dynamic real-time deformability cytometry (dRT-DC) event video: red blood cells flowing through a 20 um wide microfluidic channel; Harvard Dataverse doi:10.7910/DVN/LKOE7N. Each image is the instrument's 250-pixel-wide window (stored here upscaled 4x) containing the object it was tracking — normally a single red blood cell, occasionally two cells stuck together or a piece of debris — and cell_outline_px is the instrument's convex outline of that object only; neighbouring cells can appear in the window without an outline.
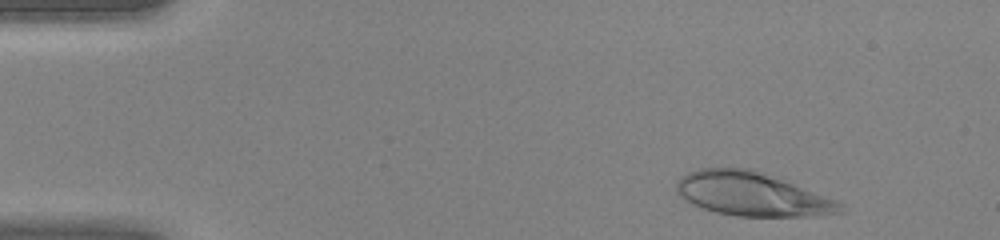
{"species": "human", "species_latin": "Homo sapiens", "temperature_condition": "warm", "stored_images_in_passage": 42, "camera_frame_rate_fps": 3000, "um_per_image_px": 0.085, "donor": {"sex": "female"}, "frame": {"image": 1, "passage_image": 3, "time_ms": 0.667, "image_size_px": [1000, 240], "cell_outline_px": [[844, 212], [820, 216], [736, 216], [716, 212], [692, 204], [684, 200], [676, 192], [676, 184], [688, 172], [700, 168], [752, 168], [836, 200], [844, 204]], "centroid_in_image_um": [63.93, 16.51], "position_along_channel_um": 21.1, "area_um2": 41.56}}
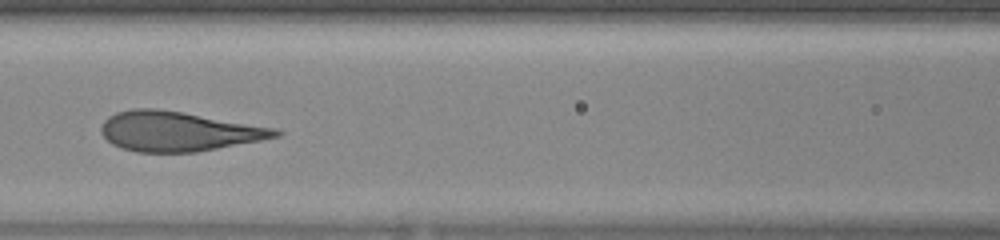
{"frame": {"image": 2, "passage_image": 18, "time_ms": 5.667, "image_size_px": [1000, 240], "cell_outline_px": [[284, 132], [280, 136], [260, 140], [196, 152], [136, 152], [112, 144], [100, 132], [100, 128], [104, 120], [108, 116], [116, 112], [132, 108], [156, 108], [276, 128]], "centroid_in_image_um": [15.12, 11.16], "position_along_channel_um": 151.5, "area_um2": 40.0}}
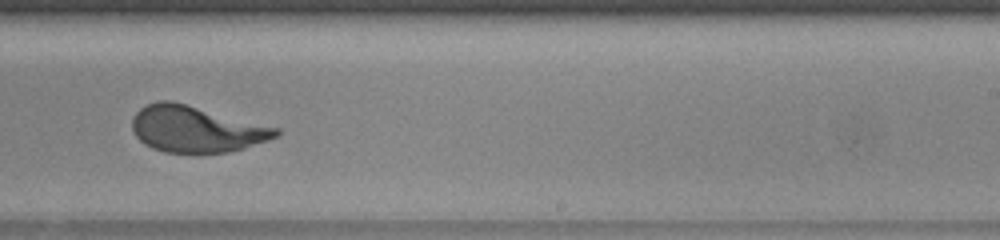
{"frame": {"image": 3, "passage_image": 26, "time_ms": 8.333, "image_size_px": [1000, 240], "cell_outline_px": [[280, 132], [276, 136], [268, 140], [244, 148], [228, 152], [164, 152], [152, 148], [144, 144], [136, 136], [132, 128], [132, 116], [140, 108], [156, 100], [172, 100], [280, 128]], "centroid_in_image_um": [16.65, 10.95], "position_along_channel_um": 272.3, "area_um2": 38.78}}